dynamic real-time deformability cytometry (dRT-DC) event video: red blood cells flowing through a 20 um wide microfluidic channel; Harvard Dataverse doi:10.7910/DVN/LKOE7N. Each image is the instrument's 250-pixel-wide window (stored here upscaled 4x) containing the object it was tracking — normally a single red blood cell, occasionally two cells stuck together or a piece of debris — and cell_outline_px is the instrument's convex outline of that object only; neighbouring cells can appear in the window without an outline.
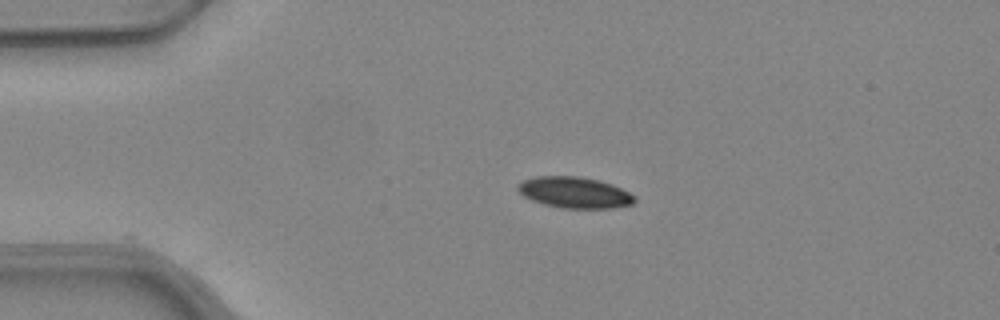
{"species": "common noctule bat (a hibernating species)", "species_latin": "Nyctalus noctula", "temperature_condition": "warm", "stored_images_in_passage": 42, "camera_frame_rate_fps": 3000, "um_per_image_px": 0.085, "animal": {"sex": "female", "body_mass_g": 24.6, "forearm_length_mm": 56.2}, "frame": {"image": 1, "passage_image": 1, "time_ms": 0.0, "image_size_px": [1000, 320], "cell_outline_px": [[636, 200], [632, 204], [612, 208], [560, 208], [544, 204], [532, 200], [524, 196], [516, 188], [524, 180], [536, 176], [576, 176], [600, 180], [612, 184], [636, 196]], "centroid_in_image_um": [48.86, 16.36], "position_along_channel_um": 36.1, "area_um2": 21.1}}
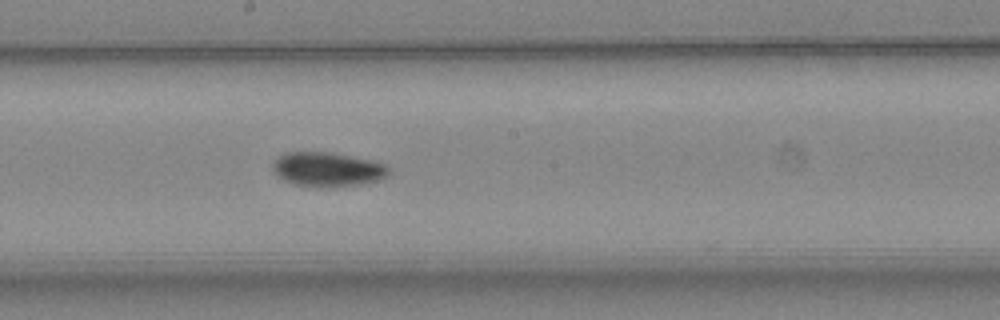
{"frame": {"image": 2, "passage_image": 18, "time_ms": 5.667, "image_size_px": [1000, 320], "cell_outline_px": [[392, 172], [388, 176], [380, 180], [360, 184], [332, 188], [316, 188], [296, 184], [280, 180], [276, 176], [272, 168], [272, 164], [276, 156], [284, 152], [332, 152], [372, 160], [384, 164], [392, 168]], "centroid_in_image_um": [27.83, 14.41], "position_along_channel_um": 220.4, "area_um2": 24.04}}
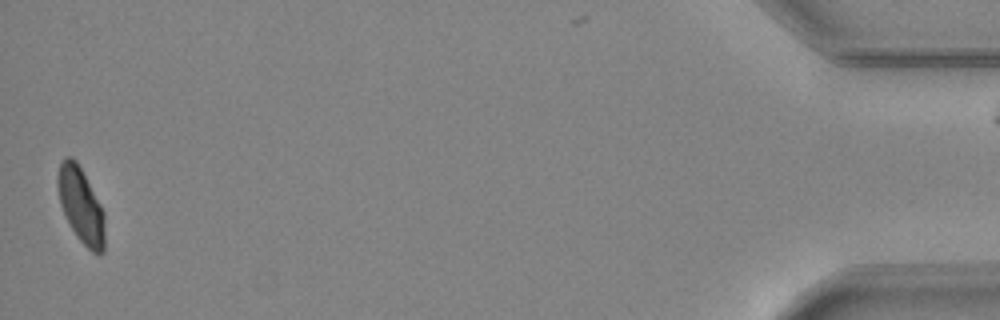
{"frame": {"image": 3, "passage_image": 41, "time_ms": 13.333, "image_size_px": [1000, 320], "cell_outline_px": [[104, 252], [100, 256], [92, 252], [76, 236], [60, 204], [56, 184], [56, 176], [60, 164], [64, 156], [72, 156], [76, 160], [100, 204], [104, 212]], "centroid_in_image_um": [6.86, 17.45], "position_along_channel_um": 428.3, "area_um2": 20.58}}